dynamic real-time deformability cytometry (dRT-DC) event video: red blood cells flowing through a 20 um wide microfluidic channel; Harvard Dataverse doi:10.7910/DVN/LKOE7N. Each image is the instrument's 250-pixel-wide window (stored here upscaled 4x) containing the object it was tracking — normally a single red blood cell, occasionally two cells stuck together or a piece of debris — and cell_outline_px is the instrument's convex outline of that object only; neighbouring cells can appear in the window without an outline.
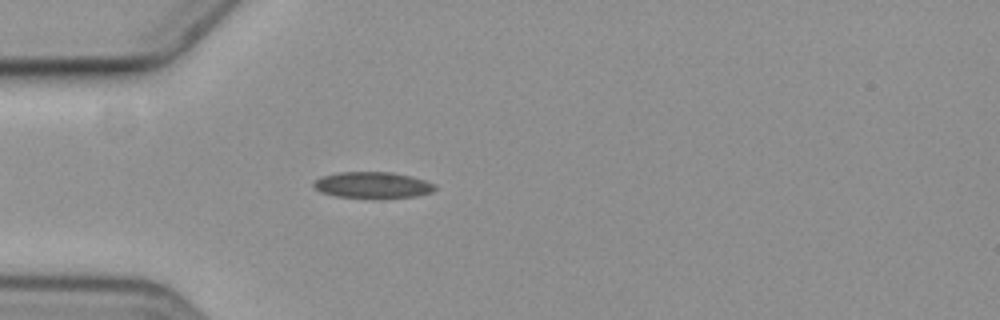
{"species": "common noctule bat (a hibernating species)", "species_latin": "Nyctalus noctula", "temperature_condition": "cold", "stored_images_in_passage": 4, "camera_frame_rate_fps": 3000, "um_per_image_px": 0.085, "animal": {"sex": "female", "body_mass_g": 19.3, "forearm_length_mm": 54.1}, "frame": {"image": 1, "passage_image": 4, "time_ms": 3.333, "image_size_px": [1000, 320], "cell_outline_px": [[436, 188], [432, 192], [416, 196], [380, 200], [372, 200], [336, 196], [320, 192], [312, 184], [312, 180], [320, 176], [340, 172], [392, 172], [412, 176], [436, 184]], "centroid_in_image_um": [31.66, 15.76], "position_along_channel_um": 53.3, "area_um2": 19.36}}